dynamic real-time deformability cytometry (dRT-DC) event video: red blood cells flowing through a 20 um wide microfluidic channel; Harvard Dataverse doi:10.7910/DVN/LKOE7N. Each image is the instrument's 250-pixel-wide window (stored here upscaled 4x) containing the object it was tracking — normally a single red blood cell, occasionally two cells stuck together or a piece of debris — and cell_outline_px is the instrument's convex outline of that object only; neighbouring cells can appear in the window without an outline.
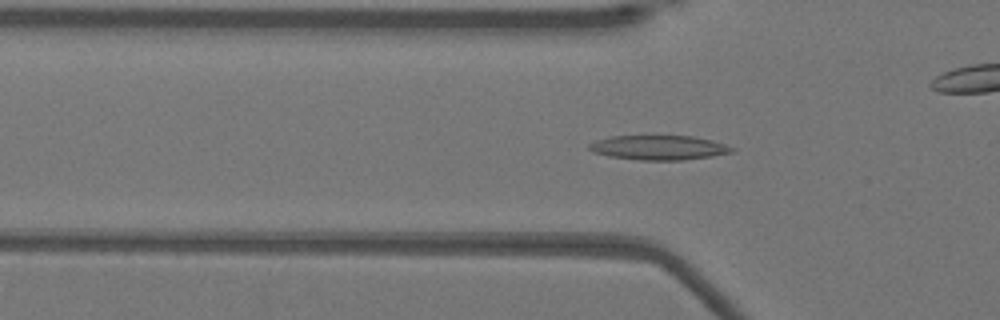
{"species": "Egyptian fruit bat (a non-hibernating species)", "species_latin": "Rousettus aegyptiacus", "temperature_condition": "warm", "stored_images_in_passage": 53, "camera_frame_rate_fps": 3000, "um_per_image_px": 0.085, "animal": {"sex": "female"}, "frame": {"image": 1, "passage_image": 17, "time_ms": 5.333, "image_size_px": [1000, 320], "cell_outline_px": [[736, 152], [712, 156], [684, 160], [640, 160], [608, 156], [592, 152], [588, 148], [588, 144], [596, 140], [612, 136], [692, 136], [712, 140], [736, 148]], "centroid_in_image_um": [56.02, 12.55], "position_along_channel_um": 69.8, "area_um2": 20.52}}
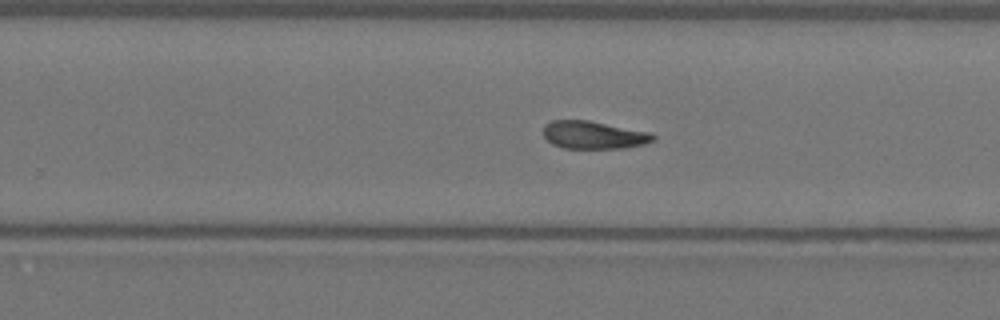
{"frame": {"image": 2, "passage_image": 33, "time_ms": 10.667, "image_size_px": [1000, 320], "cell_outline_px": [[656, 140], [644, 144], [624, 148], [564, 148], [552, 144], [544, 136], [544, 124], [552, 120], [588, 120], [652, 132], [656, 136]], "centroid_in_image_um": [50.5, 11.47], "position_along_channel_um": 279.3, "area_um2": 17.92}}
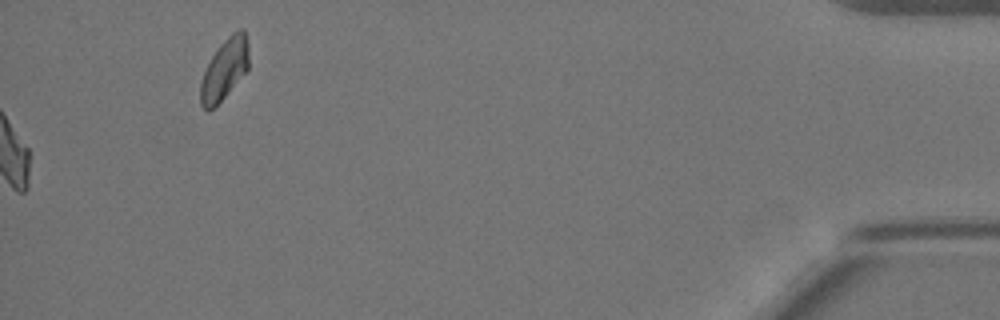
{"frame": {"image": 3, "passage_image": 53, "time_ms": 17.333, "image_size_px": [1000, 320], "cell_outline_px": [[248, 68], [228, 92], [208, 112], [200, 104], [200, 84], [204, 72], [212, 56], [220, 44], [232, 32], [240, 28], [244, 28], [248, 44]], "centroid_in_image_um": [19.08, 5.85], "position_along_channel_um": 416.1, "area_um2": 16.82}, "authors_computed_cell_mechanics": {"area_um2": 18.5538, "velocity_mm_per_s": 3.9236, "shape_relaxation_time_tau1_ms": null, "shape_relaxation_time_tau2_ms": 10.3045, "deformation_change_tau1": null, "deformation_change_tau2": 0.1411}}